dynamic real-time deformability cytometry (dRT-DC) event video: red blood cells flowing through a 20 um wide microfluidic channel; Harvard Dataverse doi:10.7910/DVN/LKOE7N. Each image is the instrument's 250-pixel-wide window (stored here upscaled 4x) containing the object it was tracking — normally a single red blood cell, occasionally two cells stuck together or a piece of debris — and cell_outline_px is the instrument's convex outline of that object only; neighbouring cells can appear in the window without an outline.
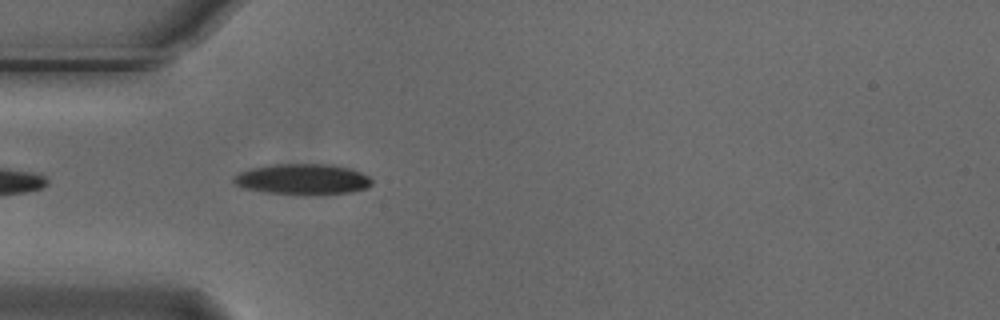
{"species": "Egyptian fruit bat (a non-hibernating species)", "species_latin": "Rousettus aegyptiacus", "temperature_condition": "cold", "stored_images_in_passage": 42, "camera_frame_rate_fps": 3000, "um_per_image_px": 0.085, "animal": {"sex": "male"}, "frame": {"image": 1, "passage_image": 3, "time_ms": 0.667, "image_size_px": [1000, 320], "cell_outline_px": [[372, 184], [368, 188], [352, 192], [324, 196], [300, 196], [264, 192], [244, 188], [236, 184], [232, 180], [240, 172], [252, 168], [272, 164], [332, 164], [348, 168], [360, 172], [368, 176], [372, 180]], "centroid_in_image_um": [25.77, 15.27], "position_along_channel_um": 59.2, "area_um2": 25.37}}
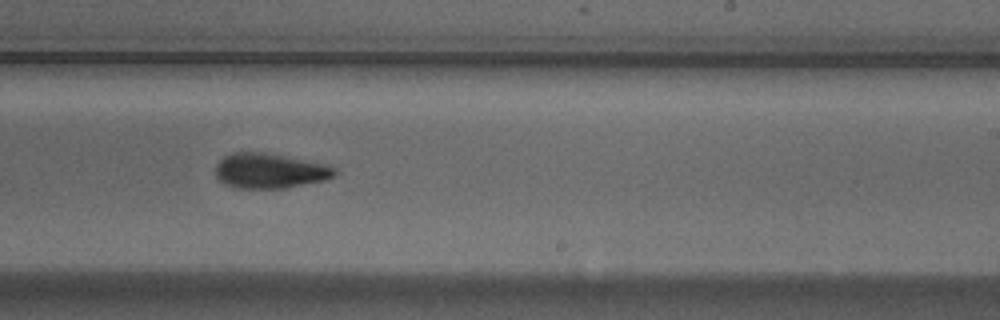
{"frame": {"image": 2, "passage_image": 20, "time_ms": 6.333, "image_size_px": [1000, 320], "cell_outline_px": [[340, 172], [336, 176], [324, 180], [284, 188], [236, 188], [224, 184], [216, 176], [216, 164], [224, 156], [232, 152], [264, 152], [324, 164], [336, 168]], "centroid_in_image_um": [22.93, 14.52], "position_along_channel_um": 266.1, "area_um2": 24.28}}
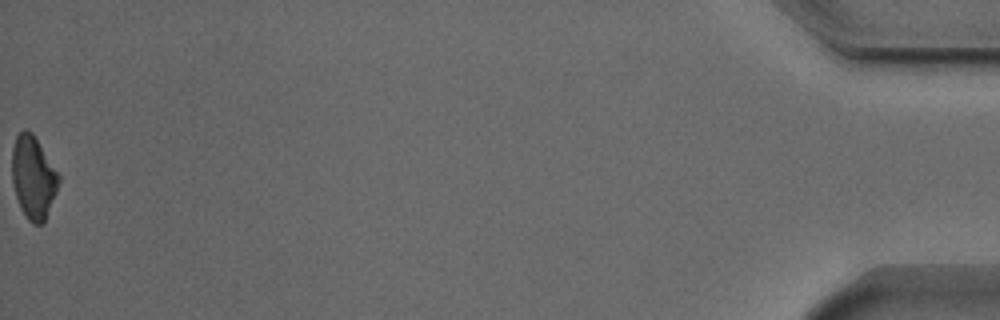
{"frame": {"image": 3, "passage_image": 42, "time_ms": 13.667, "image_size_px": [1000, 320], "cell_outline_px": [[60, 180], [56, 192], [44, 220], [40, 224], [32, 224], [28, 220], [20, 208], [16, 196], [12, 180], [12, 148], [16, 136], [24, 128], [28, 128], [32, 132], [60, 176]], "centroid_in_image_um": [2.81, 15.05], "position_along_channel_um": 432.4, "area_um2": 22.31}, "authors_computed_cell_mechanics": {"area_um2": 24.1893, "velocity_mm_per_s": 3.7028, "shape_relaxation_time_tau1_ms": 2.5512, "shape_relaxation_time_tau2_ms": 6.9392, "deformation_change_tau1": 0.1149, "deformation_change_tau2": 0.1517}}